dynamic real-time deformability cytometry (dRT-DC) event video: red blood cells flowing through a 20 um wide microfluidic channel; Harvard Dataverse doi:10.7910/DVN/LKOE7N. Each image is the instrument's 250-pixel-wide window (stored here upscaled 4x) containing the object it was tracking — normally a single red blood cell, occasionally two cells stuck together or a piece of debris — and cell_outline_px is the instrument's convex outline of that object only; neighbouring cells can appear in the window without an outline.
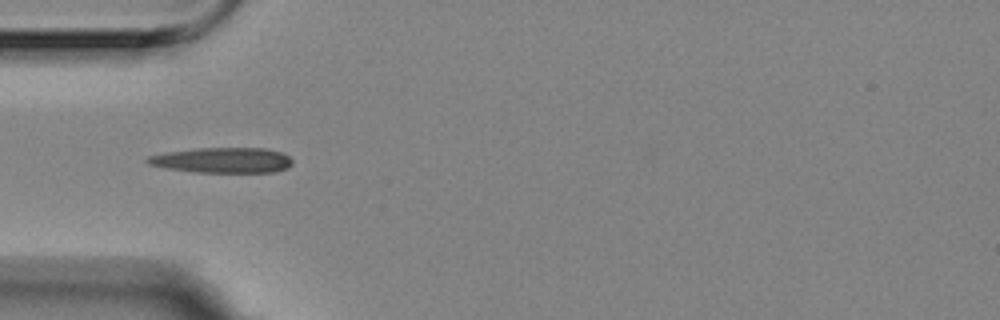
{"species": "Egyptian fruit bat (a non-hibernating species)", "species_latin": "Rousettus aegyptiacus", "temperature_condition": "room temperature", "stored_images_in_passage": 6, "camera_frame_rate_fps": 3000, "um_per_image_px": 0.085, "animal": {"sex": "female"}, "frame": {"image": 1, "passage_image": 6, "time_ms": 1.667, "image_size_px": [1000, 320], "cell_outline_px": [[292, 164], [288, 168], [276, 172], [196, 172], [168, 168], [148, 164], [144, 160], [148, 156], [164, 152], [192, 148], [268, 148], [280, 152], [288, 156], [292, 160]], "centroid_in_image_um": [18.9, 13.61], "position_along_channel_um": 66.1, "area_um2": 21.56}}